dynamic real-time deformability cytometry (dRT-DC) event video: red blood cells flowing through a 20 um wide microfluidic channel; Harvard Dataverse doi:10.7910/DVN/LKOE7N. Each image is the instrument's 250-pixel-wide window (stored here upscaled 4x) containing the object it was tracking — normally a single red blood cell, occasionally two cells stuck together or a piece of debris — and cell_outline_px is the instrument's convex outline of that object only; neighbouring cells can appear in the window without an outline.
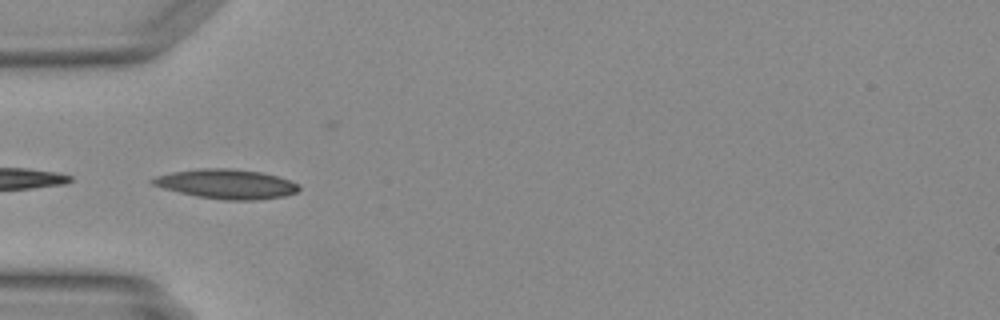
{"species": "Egyptian fruit bat (a non-hibernating species)", "species_latin": "Rousettus aegyptiacus", "temperature_condition": "warm", "stored_images_in_passage": 8, "camera_frame_rate_fps": 3000, "um_per_image_px": 0.085, "animal": {"sex": "female"}, "frame": {"image": 1, "passage_image": 4, "time_ms": 1.0, "image_size_px": [1000, 320], "cell_outline_px": [[300, 188], [296, 192], [284, 196], [256, 200], [224, 200], [196, 196], [164, 188], [152, 184], [148, 180], [156, 176], [172, 172], [200, 168], [232, 168], [260, 172], [276, 176], [288, 180], [296, 184]], "centroid_in_image_um": [19.21, 15.64], "position_along_channel_um": 65.8, "area_um2": 24.97}}